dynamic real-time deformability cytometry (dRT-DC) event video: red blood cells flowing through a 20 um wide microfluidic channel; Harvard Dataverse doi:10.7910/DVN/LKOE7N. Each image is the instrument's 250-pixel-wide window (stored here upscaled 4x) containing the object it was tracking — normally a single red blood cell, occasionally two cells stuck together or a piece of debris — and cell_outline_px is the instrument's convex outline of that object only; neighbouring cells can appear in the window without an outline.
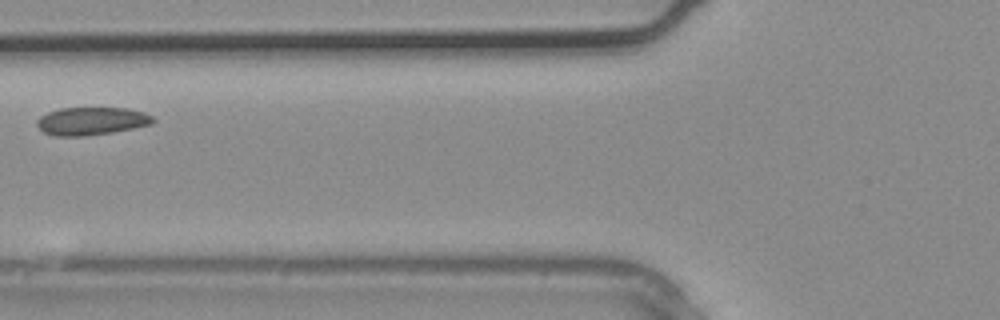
{"species": "common noctule bat (a hibernating species)", "species_latin": "Nyctalus noctula", "temperature_condition": "warm", "stored_images_in_passage": 2, "camera_frame_rate_fps": 3000, "um_per_image_px": 0.085, "animal": {"sex": "male", "body_mass_g": 20.4}, "frame": {"image": 1, "passage_image": 2, "time_ms": 0.333, "image_size_px": [1000, 320], "cell_outline_px": [[156, 120], [152, 124], [112, 132], [84, 136], [56, 136], [44, 132], [36, 124], [36, 120], [40, 116], [48, 112], [60, 108], [128, 108], [144, 112], [152, 116]], "centroid_in_image_um": [7.78, 10.28], "position_along_channel_um": 118.0, "area_um2": 18.84}}